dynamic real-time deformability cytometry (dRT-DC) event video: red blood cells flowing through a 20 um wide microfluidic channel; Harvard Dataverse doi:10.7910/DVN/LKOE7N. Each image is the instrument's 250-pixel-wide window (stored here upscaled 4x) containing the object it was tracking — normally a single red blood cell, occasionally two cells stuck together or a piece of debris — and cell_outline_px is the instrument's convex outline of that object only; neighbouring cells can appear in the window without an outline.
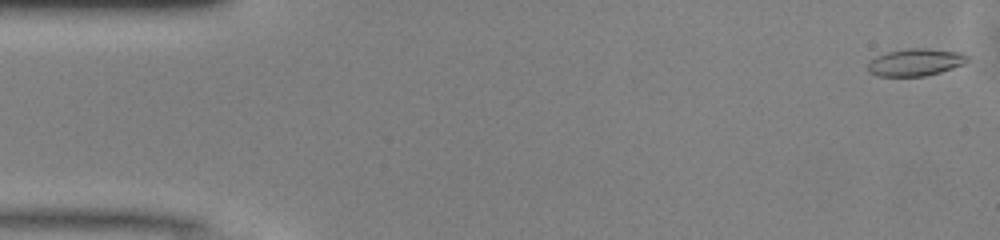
{"species": "common noctule bat (a hibernating species)", "species_latin": "Nyctalus noctula", "temperature_condition": "warm", "stored_images_in_passage": 49, "camera_frame_rate_fps": 3000, "um_per_image_px": 0.085, "animal": {"sex": "male", "body_mass_g": 13.0, "forearm_length_mm": 53.1}, "frame": {"image": 1, "passage_image": 1, "time_ms": 0.0, "image_size_px": [1000, 240], "cell_outline_px": [[968, 60], [964, 64], [940, 72], [924, 76], [876, 76], [868, 72], [868, 60], [876, 56], [888, 52], [908, 48], [928, 48], [964, 52], [968, 56]], "centroid_in_image_um": [77.81, 5.28], "position_along_channel_um": 7.2, "area_um2": 16.01}}
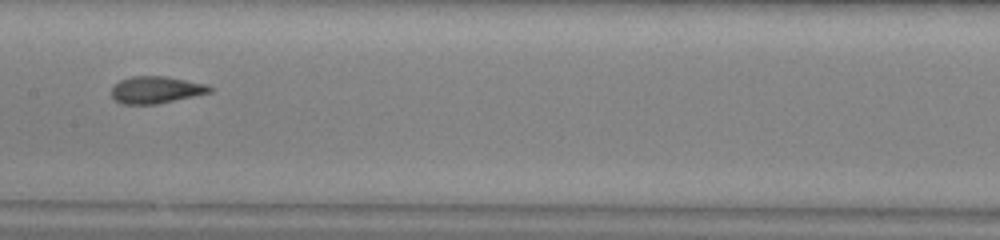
{"frame": {"image": 2, "passage_image": 24, "time_ms": 7.667, "image_size_px": [1000, 240], "cell_outline_px": [[212, 92], [156, 104], [120, 104], [112, 96], [112, 88], [120, 80], [132, 76], [168, 76], [208, 84], [212, 88]], "centroid_in_image_um": [13.28, 7.63], "position_along_channel_um": 194.1, "area_um2": 15.49}}
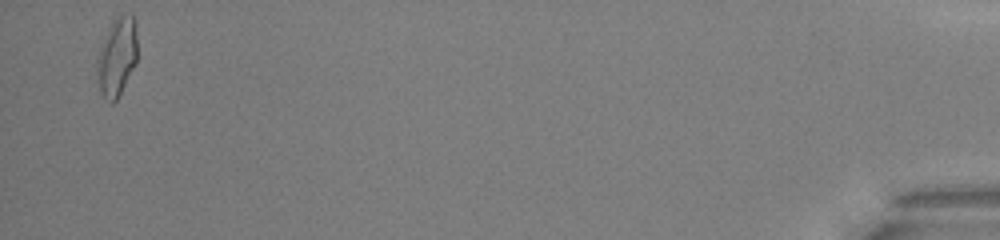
{"frame": {"image": 3, "passage_image": 48, "time_ms": 15.667, "image_size_px": [1000, 240], "cell_outline_px": [[136, 64], [116, 100], [112, 104], [108, 104], [104, 100], [100, 92], [96, 80], [96, 60], [104, 36], [112, 20], [120, 12], [132, 16], [136, 20]], "centroid_in_image_um": [9.91, 4.84], "position_along_channel_um": 425.3, "area_um2": 18.96}, "authors_computed_cell_mechanics": {"area_um2": 15.7216, "velocity_mm_per_s": 4.124, "shape_relaxation_time_tau1_ms": 5.0076, "shape_relaxation_time_tau2_ms": 1.391, "deformation_change_tau1": 0.1717, "deformation_change_tau2": 0.0779}}